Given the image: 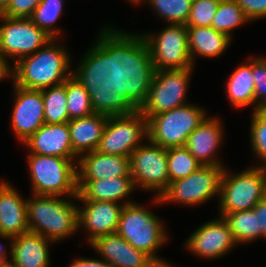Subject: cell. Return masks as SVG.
<instances>
[{
  "label": "cell",
  "instance_id": "obj_1",
  "mask_svg": "<svg viewBox=\"0 0 266 267\" xmlns=\"http://www.w3.org/2000/svg\"><path fill=\"white\" fill-rule=\"evenodd\" d=\"M66 79L69 121L95 113L120 88V50L101 31Z\"/></svg>",
  "mask_w": 266,
  "mask_h": 267
},
{
  "label": "cell",
  "instance_id": "obj_2",
  "mask_svg": "<svg viewBox=\"0 0 266 267\" xmlns=\"http://www.w3.org/2000/svg\"><path fill=\"white\" fill-rule=\"evenodd\" d=\"M158 34L130 33L112 27L102 32L120 50V71H156L193 68L187 26L168 24Z\"/></svg>",
  "mask_w": 266,
  "mask_h": 267
},
{
  "label": "cell",
  "instance_id": "obj_3",
  "mask_svg": "<svg viewBox=\"0 0 266 267\" xmlns=\"http://www.w3.org/2000/svg\"><path fill=\"white\" fill-rule=\"evenodd\" d=\"M194 68L120 71V87L129 102L147 120L186 103V95Z\"/></svg>",
  "mask_w": 266,
  "mask_h": 267
},
{
  "label": "cell",
  "instance_id": "obj_4",
  "mask_svg": "<svg viewBox=\"0 0 266 267\" xmlns=\"http://www.w3.org/2000/svg\"><path fill=\"white\" fill-rule=\"evenodd\" d=\"M148 139L147 118L125 97L121 87L109 98V117L97 151L130 157Z\"/></svg>",
  "mask_w": 266,
  "mask_h": 267
},
{
  "label": "cell",
  "instance_id": "obj_5",
  "mask_svg": "<svg viewBox=\"0 0 266 267\" xmlns=\"http://www.w3.org/2000/svg\"><path fill=\"white\" fill-rule=\"evenodd\" d=\"M56 38L35 53L25 56L11 66L13 84L42 90L63 84L75 71H71L69 51Z\"/></svg>",
  "mask_w": 266,
  "mask_h": 267
},
{
  "label": "cell",
  "instance_id": "obj_6",
  "mask_svg": "<svg viewBox=\"0 0 266 267\" xmlns=\"http://www.w3.org/2000/svg\"><path fill=\"white\" fill-rule=\"evenodd\" d=\"M32 197L27 199L30 232L57 243L79 231L78 205L71 201V199L77 200V196L62 199L61 196L59 198V196L32 194Z\"/></svg>",
  "mask_w": 266,
  "mask_h": 267
},
{
  "label": "cell",
  "instance_id": "obj_7",
  "mask_svg": "<svg viewBox=\"0 0 266 267\" xmlns=\"http://www.w3.org/2000/svg\"><path fill=\"white\" fill-rule=\"evenodd\" d=\"M162 222L153 212L134 202L123 206L116 232L133 248L148 254L160 267H171L156 255L168 239Z\"/></svg>",
  "mask_w": 266,
  "mask_h": 267
},
{
  "label": "cell",
  "instance_id": "obj_8",
  "mask_svg": "<svg viewBox=\"0 0 266 267\" xmlns=\"http://www.w3.org/2000/svg\"><path fill=\"white\" fill-rule=\"evenodd\" d=\"M27 162L32 194L77 196V163L74 160L30 153Z\"/></svg>",
  "mask_w": 266,
  "mask_h": 267
},
{
  "label": "cell",
  "instance_id": "obj_9",
  "mask_svg": "<svg viewBox=\"0 0 266 267\" xmlns=\"http://www.w3.org/2000/svg\"><path fill=\"white\" fill-rule=\"evenodd\" d=\"M187 104L151 116L147 120L148 139L165 149L186 145L189 135L208 117L198 105Z\"/></svg>",
  "mask_w": 266,
  "mask_h": 267
},
{
  "label": "cell",
  "instance_id": "obj_10",
  "mask_svg": "<svg viewBox=\"0 0 266 267\" xmlns=\"http://www.w3.org/2000/svg\"><path fill=\"white\" fill-rule=\"evenodd\" d=\"M266 196V167L252 166L238 174L224 170L219 192V211L225 213L252 210Z\"/></svg>",
  "mask_w": 266,
  "mask_h": 267
},
{
  "label": "cell",
  "instance_id": "obj_11",
  "mask_svg": "<svg viewBox=\"0 0 266 267\" xmlns=\"http://www.w3.org/2000/svg\"><path fill=\"white\" fill-rule=\"evenodd\" d=\"M226 166L202 165L189 176L171 182L166 190L153 198V204L179 203L195 206L218 196Z\"/></svg>",
  "mask_w": 266,
  "mask_h": 267
},
{
  "label": "cell",
  "instance_id": "obj_12",
  "mask_svg": "<svg viewBox=\"0 0 266 267\" xmlns=\"http://www.w3.org/2000/svg\"><path fill=\"white\" fill-rule=\"evenodd\" d=\"M0 53L9 64L35 53L44 47L51 38L43 29L37 27L29 18H10L0 15Z\"/></svg>",
  "mask_w": 266,
  "mask_h": 267
},
{
  "label": "cell",
  "instance_id": "obj_13",
  "mask_svg": "<svg viewBox=\"0 0 266 267\" xmlns=\"http://www.w3.org/2000/svg\"><path fill=\"white\" fill-rule=\"evenodd\" d=\"M130 156V175L135 188L158 192L159 197L169 185L167 149L146 141Z\"/></svg>",
  "mask_w": 266,
  "mask_h": 267
},
{
  "label": "cell",
  "instance_id": "obj_14",
  "mask_svg": "<svg viewBox=\"0 0 266 267\" xmlns=\"http://www.w3.org/2000/svg\"><path fill=\"white\" fill-rule=\"evenodd\" d=\"M13 87L15 103L10 125L17 139L24 143L45 124L42 90L14 84Z\"/></svg>",
  "mask_w": 266,
  "mask_h": 267
},
{
  "label": "cell",
  "instance_id": "obj_15",
  "mask_svg": "<svg viewBox=\"0 0 266 267\" xmlns=\"http://www.w3.org/2000/svg\"><path fill=\"white\" fill-rule=\"evenodd\" d=\"M236 245L227 222L221 216L204 223L185 241L186 249L206 259L220 258Z\"/></svg>",
  "mask_w": 266,
  "mask_h": 267
},
{
  "label": "cell",
  "instance_id": "obj_16",
  "mask_svg": "<svg viewBox=\"0 0 266 267\" xmlns=\"http://www.w3.org/2000/svg\"><path fill=\"white\" fill-rule=\"evenodd\" d=\"M84 203L78 206L79 229L88 232V241L91 243L99 236L115 233L118 228L122 203L113 201L78 200ZM83 226V227H82Z\"/></svg>",
  "mask_w": 266,
  "mask_h": 267
},
{
  "label": "cell",
  "instance_id": "obj_17",
  "mask_svg": "<svg viewBox=\"0 0 266 267\" xmlns=\"http://www.w3.org/2000/svg\"><path fill=\"white\" fill-rule=\"evenodd\" d=\"M89 244L112 267H160L148 254L133 248L117 232L99 236Z\"/></svg>",
  "mask_w": 266,
  "mask_h": 267
},
{
  "label": "cell",
  "instance_id": "obj_18",
  "mask_svg": "<svg viewBox=\"0 0 266 267\" xmlns=\"http://www.w3.org/2000/svg\"><path fill=\"white\" fill-rule=\"evenodd\" d=\"M29 232L27 200L6 181H0V237L10 240L13 237Z\"/></svg>",
  "mask_w": 266,
  "mask_h": 267
},
{
  "label": "cell",
  "instance_id": "obj_19",
  "mask_svg": "<svg viewBox=\"0 0 266 267\" xmlns=\"http://www.w3.org/2000/svg\"><path fill=\"white\" fill-rule=\"evenodd\" d=\"M24 145L30 153L68 158L78 162L79 157L73 152L71 145L68 122L45 123L24 142Z\"/></svg>",
  "mask_w": 266,
  "mask_h": 267
},
{
  "label": "cell",
  "instance_id": "obj_20",
  "mask_svg": "<svg viewBox=\"0 0 266 267\" xmlns=\"http://www.w3.org/2000/svg\"><path fill=\"white\" fill-rule=\"evenodd\" d=\"M109 117V99L93 114L68 121L73 152L77 156L97 149Z\"/></svg>",
  "mask_w": 266,
  "mask_h": 267
},
{
  "label": "cell",
  "instance_id": "obj_21",
  "mask_svg": "<svg viewBox=\"0 0 266 267\" xmlns=\"http://www.w3.org/2000/svg\"><path fill=\"white\" fill-rule=\"evenodd\" d=\"M221 124L217 116L207 117L188 137L185 147L202 165L224 166L216 158L224 138Z\"/></svg>",
  "mask_w": 266,
  "mask_h": 267
},
{
  "label": "cell",
  "instance_id": "obj_22",
  "mask_svg": "<svg viewBox=\"0 0 266 267\" xmlns=\"http://www.w3.org/2000/svg\"><path fill=\"white\" fill-rule=\"evenodd\" d=\"M130 175V157L102 154L97 150L78 158L77 180H99Z\"/></svg>",
  "mask_w": 266,
  "mask_h": 267
},
{
  "label": "cell",
  "instance_id": "obj_23",
  "mask_svg": "<svg viewBox=\"0 0 266 267\" xmlns=\"http://www.w3.org/2000/svg\"><path fill=\"white\" fill-rule=\"evenodd\" d=\"M77 186V200L113 201L123 205L135 202L125 199L129 197L133 190H136L132 176L77 180Z\"/></svg>",
  "mask_w": 266,
  "mask_h": 267
},
{
  "label": "cell",
  "instance_id": "obj_24",
  "mask_svg": "<svg viewBox=\"0 0 266 267\" xmlns=\"http://www.w3.org/2000/svg\"><path fill=\"white\" fill-rule=\"evenodd\" d=\"M54 242L40 234L26 232L13 237L9 267H49V244Z\"/></svg>",
  "mask_w": 266,
  "mask_h": 267
},
{
  "label": "cell",
  "instance_id": "obj_25",
  "mask_svg": "<svg viewBox=\"0 0 266 267\" xmlns=\"http://www.w3.org/2000/svg\"><path fill=\"white\" fill-rule=\"evenodd\" d=\"M188 47L192 64L195 57H219L229 48L231 38L212 27H187Z\"/></svg>",
  "mask_w": 266,
  "mask_h": 267
},
{
  "label": "cell",
  "instance_id": "obj_26",
  "mask_svg": "<svg viewBox=\"0 0 266 267\" xmlns=\"http://www.w3.org/2000/svg\"><path fill=\"white\" fill-rule=\"evenodd\" d=\"M240 64L229 76L226 83L228 100L238 109L254 105V76L252 74V58Z\"/></svg>",
  "mask_w": 266,
  "mask_h": 267
},
{
  "label": "cell",
  "instance_id": "obj_27",
  "mask_svg": "<svg viewBox=\"0 0 266 267\" xmlns=\"http://www.w3.org/2000/svg\"><path fill=\"white\" fill-rule=\"evenodd\" d=\"M42 96L45 123L63 124L69 121L66 80L63 84L42 89Z\"/></svg>",
  "mask_w": 266,
  "mask_h": 267
},
{
  "label": "cell",
  "instance_id": "obj_28",
  "mask_svg": "<svg viewBox=\"0 0 266 267\" xmlns=\"http://www.w3.org/2000/svg\"><path fill=\"white\" fill-rule=\"evenodd\" d=\"M221 217L227 222L237 245L258 239V217L253 210L225 213Z\"/></svg>",
  "mask_w": 266,
  "mask_h": 267
},
{
  "label": "cell",
  "instance_id": "obj_29",
  "mask_svg": "<svg viewBox=\"0 0 266 267\" xmlns=\"http://www.w3.org/2000/svg\"><path fill=\"white\" fill-rule=\"evenodd\" d=\"M247 22L251 21L247 18L236 0H221L211 27L232 39L233 29Z\"/></svg>",
  "mask_w": 266,
  "mask_h": 267
},
{
  "label": "cell",
  "instance_id": "obj_30",
  "mask_svg": "<svg viewBox=\"0 0 266 267\" xmlns=\"http://www.w3.org/2000/svg\"><path fill=\"white\" fill-rule=\"evenodd\" d=\"M64 0H41L29 19L51 38L59 39L61 29L54 26L63 11Z\"/></svg>",
  "mask_w": 266,
  "mask_h": 267
},
{
  "label": "cell",
  "instance_id": "obj_31",
  "mask_svg": "<svg viewBox=\"0 0 266 267\" xmlns=\"http://www.w3.org/2000/svg\"><path fill=\"white\" fill-rule=\"evenodd\" d=\"M169 184L197 171L202 164L185 147L167 149Z\"/></svg>",
  "mask_w": 266,
  "mask_h": 267
},
{
  "label": "cell",
  "instance_id": "obj_32",
  "mask_svg": "<svg viewBox=\"0 0 266 267\" xmlns=\"http://www.w3.org/2000/svg\"><path fill=\"white\" fill-rule=\"evenodd\" d=\"M148 2L157 15L168 24L185 25L191 11L192 0H138L136 4Z\"/></svg>",
  "mask_w": 266,
  "mask_h": 267
},
{
  "label": "cell",
  "instance_id": "obj_33",
  "mask_svg": "<svg viewBox=\"0 0 266 267\" xmlns=\"http://www.w3.org/2000/svg\"><path fill=\"white\" fill-rule=\"evenodd\" d=\"M250 124L252 151L262 163L256 166L266 167V110H253Z\"/></svg>",
  "mask_w": 266,
  "mask_h": 267
},
{
  "label": "cell",
  "instance_id": "obj_34",
  "mask_svg": "<svg viewBox=\"0 0 266 267\" xmlns=\"http://www.w3.org/2000/svg\"><path fill=\"white\" fill-rule=\"evenodd\" d=\"M221 0H192L187 27H211Z\"/></svg>",
  "mask_w": 266,
  "mask_h": 267
},
{
  "label": "cell",
  "instance_id": "obj_35",
  "mask_svg": "<svg viewBox=\"0 0 266 267\" xmlns=\"http://www.w3.org/2000/svg\"><path fill=\"white\" fill-rule=\"evenodd\" d=\"M255 110H266V57H252Z\"/></svg>",
  "mask_w": 266,
  "mask_h": 267
},
{
  "label": "cell",
  "instance_id": "obj_36",
  "mask_svg": "<svg viewBox=\"0 0 266 267\" xmlns=\"http://www.w3.org/2000/svg\"><path fill=\"white\" fill-rule=\"evenodd\" d=\"M41 0H10L7 9L1 14L10 18H29Z\"/></svg>",
  "mask_w": 266,
  "mask_h": 267
},
{
  "label": "cell",
  "instance_id": "obj_37",
  "mask_svg": "<svg viewBox=\"0 0 266 267\" xmlns=\"http://www.w3.org/2000/svg\"><path fill=\"white\" fill-rule=\"evenodd\" d=\"M250 21L266 18V0H236Z\"/></svg>",
  "mask_w": 266,
  "mask_h": 267
},
{
  "label": "cell",
  "instance_id": "obj_38",
  "mask_svg": "<svg viewBox=\"0 0 266 267\" xmlns=\"http://www.w3.org/2000/svg\"><path fill=\"white\" fill-rule=\"evenodd\" d=\"M252 210L258 217V238L266 239V196Z\"/></svg>",
  "mask_w": 266,
  "mask_h": 267
},
{
  "label": "cell",
  "instance_id": "obj_39",
  "mask_svg": "<svg viewBox=\"0 0 266 267\" xmlns=\"http://www.w3.org/2000/svg\"><path fill=\"white\" fill-rule=\"evenodd\" d=\"M69 267H112L106 261L100 259L78 258L72 261Z\"/></svg>",
  "mask_w": 266,
  "mask_h": 267
},
{
  "label": "cell",
  "instance_id": "obj_40",
  "mask_svg": "<svg viewBox=\"0 0 266 267\" xmlns=\"http://www.w3.org/2000/svg\"><path fill=\"white\" fill-rule=\"evenodd\" d=\"M11 77V65L3 58L0 53V81Z\"/></svg>",
  "mask_w": 266,
  "mask_h": 267
},
{
  "label": "cell",
  "instance_id": "obj_41",
  "mask_svg": "<svg viewBox=\"0 0 266 267\" xmlns=\"http://www.w3.org/2000/svg\"><path fill=\"white\" fill-rule=\"evenodd\" d=\"M7 247L4 244H0V267L8 266L10 263V260L8 258V253L6 251Z\"/></svg>",
  "mask_w": 266,
  "mask_h": 267
},
{
  "label": "cell",
  "instance_id": "obj_42",
  "mask_svg": "<svg viewBox=\"0 0 266 267\" xmlns=\"http://www.w3.org/2000/svg\"><path fill=\"white\" fill-rule=\"evenodd\" d=\"M10 0H0V15L7 9Z\"/></svg>",
  "mask_w": 266,
  "mask_h": 267
},
{
  "label": "cell",
  "instance_id": "obj_43",
  "mask_svg": "<svg viewBox=\"0 0 266 267\" xmlns=\"http://www.w3.org/2000/svg\"><path fill=\"white\" fill-rule=\"evenodd\" d=\"M130 3H134L136 4L138 2V0H128Z\"/></svg>",
  "mask_w": 266,
  "mask_h": 267
}]
</instances>
